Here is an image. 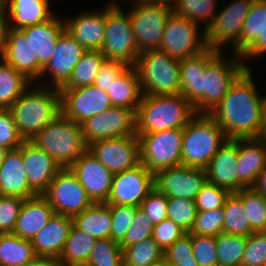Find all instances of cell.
<instances>
[{"mask_svg": "<svg viewBox=\"0 0 266 266\" xmlns=\"http://www.w3.org/2000/svg\"><path fill=\"white\" fill-rule=\"evenodd\" d=\"M58 266H79V265H66V264H63V263H59Z\"/></svg>", "mask_w": 266, "mask_h": 266, "instance_id": "cell-66", "label": "cell"}, {"mask_svg": "<svg viewBox=\"0 0 266 266\" xmlns=\"http://www.w3.org/2000/svg\"><path fill=\"white\" fill-rule=\"evenodd\" d=\"M0 57L30 82L41 77L43 67L38 63L37 57L33 56L30 40H27L20 29L9 27L4 50Z\"/></svg>", "mask_w": 266, "mask_h": 266, "instance_id": "cell-23", "label": "cell"}, {"mask_svg": "<svg viewBox=\"0 0 266 266\" xmlns=\"http://www.w3.org/2000/svg\"><path fill=\"white\" fill-rule=\"evenodd\" d=\"M229 195L230 192L228 190L207 181L196 196L195 205L197 211L222 208Z\"/></svg>", "mask_w": 266, "mask_h": 266, "instance_id": "cell-50", "label": "cell"}, {"mask_svg": "<svg viewBox=\"0 0 266 266\" xmlns=\"http://www.w3.org/2000/svg\"><path fill=\"white\" fill-rule=\"evenodd\" d=\"M238 138L227 139L205 167L207 181L230 193L238 191Z\"/></svg>", "mask_w": 266, "mask_h": 266, "instance_id": "cell-22", "label": "cell"}, {"mask_svg": "<svg viewBox=\"0 0 266 266\" xmlns=\"http://www.w3.org/2000/svg\"><path fill=\"white\" fill-rule=\"evenodd\" d=\"M84 266H123L121 245L111 238L96 240Z\"/></svg>", "mask_w": 266, "mask_h": 266, "instance_id": "cell-44", "label": "cell"}, {"mask_svg": "<svg viewBox=\"0 0 266 266\" xmlns=\"http://www.w3.org/2000/svg\"><path fill=\"white\" fill-rule=\"evenodd\" d=\"M106 8L103 12H85L65 22V30L86 50H101L105 39Z\"/></svg>", "mask_w": 266, "mask_h": 266, "instance_id": "cell-26", "label": "cell"}, {"mask_svg": "<svg viewBox=\"0 0 266 266\" xmlns=\"http://www.w3.org/2000/svg\"><path fill=\"white\" fill-rule=\"evenodd\" d=\"M42 196L54 209L55 214L71 218L93 204L70 167L59 170Z\"/></svg>", "mask_w": 266, "mask_h": 266, "instance_id": "cell-10", "label": "cell"}, {"mask_svg": "<svg viewBox=\"0 0 266 266\" xmlns=\"http://www.w3.org/2000/svg\"><path fill=\"white\" fill-rule=\"evenodd\" d=\"M225 213L222 208L209 211H197L189 234L217 236L223 232Z\"/></svg>", "mask_w": 266, "mask_h": 266, "instance_id": "cell-46", "label": "cell"}, {"mask_svg": "<svg viewBox=\"0 0 266 266\" xmlns=\"http://www.w3.org/2000/svg\"><path fill=\"white\" fill-rule=\"evenodd\" d=\"M136 3H152V4H165L168 6H172V2L174 0H135Z\"/></svg>", "mask_w": 266, "mask_h": 266, "instance_id": "cell-63", "label": "cell"}, {"mask_svg": "<svg viewBox=\"0 0 266 266\" xmlns=\"http://www.w3.org/2000/svg\"><path fill=\"white\" fill-rule=\"evenodd\" d=\"M72 226L73 218L54 214L31 240L35 255L59 258Z\"/></svg>", "mask_w": 266, "mask_h": 266, "instance_id": "cell-28", "label": "cell"}, {"mask_svg": "<svg viewBox=\"0 0 266 266\" xmlns=\"http://www.w3.org/2000/svg\"><path fill=\"white\" fill-rule=\"evenodd\" d=\"M163 253L164 259L170 266H200L193 255L189 233L176 240Z\"/></svg>", "mask_w": 266, "mask_h": 266, "instance_id": "cell-47", "label": "cell"}, {"mask_svg": "<svg viewBox=\"0 0 266 266\" xmlns=\"http://www.w3.org/2000/svg\"><path fill=\"white\" fill-rule=\"evenodd\" d=\"M143 95H174L180 93L179 60L160 50L146 51L133 66ZM144 91V92H143Z\"/></svg>", "mask_w": 266, "mask_h": 266, "instance_id": "cell-6", "label": "cell"}, {"mask_svg": "<svg viewBox=\"0 0 266 266\" xmlns=\"http://www.w3.org/2000/svg\"><path fill=\"white\" fill-rule=\"evenodd\" d=\"M136 111L131 108L112 106L103 113L82 122L81 129L87 145L94 141L136 135Z\"/></svg>", "mask_w": 266, "mask_h": 266, "instance_id": "cell-14", "label": "cell"}, {"mask_svg": "<svg viewBox=\"0 0 266 266\" xmlns=\"http://www.w3.org/2000/svg\"><path fill=\"white\" fill-rule=\"evenodd\" d=\"M54 214V209L42 195L25 199L13 233L16 236L31 241Z\"/></svg>", "mask_w": 266, "mask_h": 266, "instance_id": "cell-29", "label": "cell"}, {"mask_svg": "<svg viewBox=\"0 0 266 266\" xmlns=\"http://www.w3.org/2000/svg\"><path fill=\"white\" fill-rule=\"evenodd\" d=\"M196 114L194 105L181 93L143 95L136 112V135L184 128Z\"/></svg>", "mask_w": 266, "mask_h": 266, "instance_id": "cell-2", "label": "cell"}, {"mask_svg": "<svg viewBox=\"0 0 266 266\" xmlns=\"http://www.w3.org/2000/svg\"><path fill=\"white\" fill-rule=\"evenodd\" d=\"M35 256L31 241L14 233H0V266H19Z\"/></svg>", "mask_w": 266, "mask_h": 266, "instance_id": "cell-35", "label": "cell"}, {"mask_svg": "<svg viewBox=\"0 0 266 266\" xmlns=\"http://www.w3.org/2000/svg\"><path fill=\"white\" fill-rule=\"evenodd\" d=\"M238 191L252 188L266 167V143L259 138H238Z\"/></svg>", "mask_w": 266, "mask_h": 266, "instance_id": "cell-24", "label": "cell"}, {"mask_svg": "<svg viewBox=\"0 0 266 266\" xmlns=\"http://www.w3.org/2000/svg\"><path fill=\"white\" fill-rule=\"evenodd\" d=\"M150 266H170L167 261L163 258L161 259L160 261L156 262V263H153L152 265Z\"/></svg>", "mask_w": 266, "mask_h": 266, "instance_id": "cell-65", "label": "cell"}, {"mask_svg": "<svg viewBox=\"0 0 266 266\" xmlns=\"http://www.w3.org/2000/svg\"><path fill=\"white\" fill-rule=\"evenodd\" d=\"M22 160L31 189L42 195L61 167L30 140L22 143Z\"/></svg>", "mask_w": 266, "mask_h": 266, "instance_id": "cell-21", "label": "cell"}, {"mask_svg": "<svg viewBox=\"0 0 266 266\" xmlns=\"http://www.w3.org/2000/svg\"><path fill=\"white\" fill-rule=\"evenodd\" d=\"M100 51L106 60L128 66H134L139 56L129 13H123L116 3L106 7L105 39Z\"/></svg>", "mask_w": 266, "mask_h": 266, "instance_id": "cell-8", "label": "cell"}, {"mask_svg": "<svg viewBox=\"0 0 266 266\" xmlns=\"http://www.w3.org/2000/svg\"><path fill=\"white\" fill-rule=\"evenodd\" d=\"M223 210L225 213L224 233L246 237L254 233L245 213L242 200L235 193H230L227 197Z\"/></svg>", "mask_w": 266, "mask_h": 266, "instance_id": "cell-39", "label": "cell"}, {"mask_svg": "<svg viewBox=\"0 0 266 266\" xmlns=\"http://www.w3.org/2000/svg\"><path fill=\"white\" fill-rule=\"evenodd\" d=\"M154 188V173L140 163L135 168L113 175L110 194L105 203L140 207Z\"/></svg>", "mask_w": 266, "mask_h": 266, "instance_id": "cell-18", "label": "cell"}, {"mask_svg": "<svg viewBox=\"0 0 266 266\" xmlns=\"http://www.w3.org/2000/svg\"><path fill=\"white\" fill-rule=\"evenodd\" d=\"M258 138L261 139L264 143H266V96L264 98L263 104L262 129Z\"/></svg>", "mask_w": 266, "mask_h": 266, "instance_id": "cell-62", "label": "cell"}, {"mask_svg": "<svg viewBox=\"0 0 266 266\" xmlns=\"http://www.w3.org/2000/svg\"><path fill=\"white\" fill-rule=\"evenodd\" d=\"M96 239L79 230L74 224L60 254L59 262L66 265L84 266L94 247Z\"/></svg>", "mask_w": 266, "mask_h": 266, "instance_id": "cell-34", "label": "cell"}, {"mask_svg": "<svg viewBox=\"0 0 266 266\" xmlns=\"http://www.w3.org/2000/svg\"><path fill=\"white\" fill-rule=\"evenodd\" d=\"M113 175L140 164L137 135L101 139L87 148Z\"/></svg>", "mask_w": 266, "mask_h": 266, "instance_id": "cell-16", "label": "cell"}, {"mask_svg": "<svg viewBox=\"0 0 266 266\" xmlns=\"http://www.w3.org/2000/svg\"><path fill=\"white\" fill-rule=\"evenodd\" d=\"M87 50L80 45L65 29L55 45L54 55L43 67L41 76L49 73L55 88H61L71 77L73 68Z\"/></svg>", "mask_w": 266, "mask_h": 266, "instance_id": "cell-20", "label": "cell"}, {"mask_svg": "<svg viewBox=\"0 0 266 266\" xmlns=\"http://www.w3.org/2000/svg\"><path fill=\"white\" fill-rule=\"evenodd\" d=\"M65 29V22L53 16L48 21L20 29L30 40L33 56L44 67L54 55L55 45L60 34Z\"/></svg>", "mask_w": 266, "mask_h": 266, "instance_id": "cell-27", "label": "cell"}, {"mask_svg": "<svg viewBox=\"0 0 266 266\" xmlns=\"http://www.w3.org/2000/svg\"><path fill=\"white\" fill-rule=\"evenodd\" d=\"M7 152H8L7 149L0 147V166L2 165Z\"/></svg>", "mask_w": 266, "mask_h": 266, "instance_id": "cell-64", "label": "cell"}, {"mask_svg": "<svg viewBox=\"0 0 266 266\" xmlns=\"http://www.w3.org/2000/svg\"><path fill=\"white\" fill-rule=\"evenodd\" d=\"M252 188L257 193L263 195L266 198V167L261 173H259L257 180Z\"/></svg>", "mask_w": 266, "mask_h": 266, "instance_id": "cell-61", "label": "cell"}, {"mask_svg": "<svg viewBox=\"0 0 266 266\" xmlns=\"http://www.w3.org/2000/svg\"><path fill=\"white\" fill-rule=\"evenodd\" d=\"M219 51L206 49L203 52L179 60L180 65V93L190 101L194 107L201 101V75L207 63Z\"/></svg>", "mask_w": 266, "mask_h": 266, "instance_id": "cell-30", "label": "cell"}, {"mask_svg": "<svg viewBox=\"0 0 266 266\" xmlns=\"http://www.w3.org/2000/svg\"><path fill=\"white\" fill-rule=\"evenodd\" d=\"M227 139L209 113L196 114L183 128L181 165L205 168Z\"/></svg>", "mask_w": 266, "mask_h": 266, "instance_id": "cell-4", "label": "cell"}, {"mask_svg": "<svg viewBox=\"0 0 266 266\" xmlns=\"http://www.w3.org/2000/svg\"><path fill=\"white\" fill-rule=\"evenodd\" d=\"M47 88L26 89L8 108L24 140H31L61 113L59 89Z\"/></svg>", "mask_w": 266, "mask_h": 266, "instance_id": "cell-3", "label": "cell"}, {"mask_svg": "<svg viewBox=\"0 0 266 266\" xmlns=\"http://www.w3.org/2000/svg\"><path fill=\"white\" fill-rule=\"evenodd\" d=\"M167 205V218L189 233L197 215L195 201L182 198H168Z\"/></svg>", "mask_w": 266, "mask_h": 266, "instance_id": "cell-45", "label": "cell"}, {"mask_svg": "<svg viewBox=\"0 0 266 266\" xmlns=\"http://www.w3.org/2000/svg\"><path fill=\"white\" fill-rule=\"evenodd\" d=\"M59 259L51 256H35L32 260L19 266H58Z\"/></svg>", "mask_w": 266, "mask_h": 266, "instance_id": "cell-60", "label": "cell"}, {"mask_svg": "<svg viewBox=\"0 0 266 266\" xmlns=\"http://www.w3.org/2000/svg\"><path fill=\"white\" fill-rule=\"evenodd\" d=\"M167 196L154 188L141 202L140 209L147 215L153 225L167 218Z\"/></svg>", "mask_w": 266, "mask_h": 266, "instance_id": "cell-53", "label": "cell"}, {"mask_svg": "<svg viewBox=\"0 0 266 266\" xmlns=\"http://www.w3.org/2000/svg\"><path fill=\"white\" fill-rule=\"evenodd\" d=\"M219 266H241L247 243L246 236H236L222 232L215 236Z\"/></svg>", "mask_w": 266, "mask_h": 266, "instance_id": "cell-41", "label": "cell"}, {"mask_svg": "<svg viewBox=\"0 0 266 266\" xmlns=\"http://www.w3.org/2000/svg\"><path fill=\"white\" fill-rule=\"evenodd\" d=\"M215 8V0H174L172 3V12L174 14L186 17L197 24L201 23V21L205 22L204 30L211 24L216 15Z\"/></svg>", "mask_w": 266, "mask_h": 266, "instance_id": "cell-42", "label": "cell"}, {"mask_svg": "<svg viewBox=\"0 0 266 266\" xmlns=\"http://www.w3.org/2000/svg\"><path fill=\"white\" fill-rule=\"evenodd\" d=\"M23 141L10 111L0 109V147L13 150L18 148Z\"/></svg>", "mask_w": 266, "mask_h": 266, "instance_id": "cell-55", "label": "cell"}, {"mask_svg": "<svg viewBox=\"0 0 266 266\" xmlns=\"http://www.w3.org/2000/svg\"><path fill=\"white\" fill-rule=\"evenodd\" d=\"M192 251L200 266H219L215 236L191 234Z\"/></svg>", "mask_w": 266, "mask_h": 266, "instance_id": "cell-51", "label": "cell"}, {"mask_svg": "<svg viewBox=\"0 0 266 266\" xmlns=\"http://www.w3.org/2000/svg\"><path fill=\"white\" fill-rule=\"evenodd\" d=\"M6 10L7 9L3 1L0 0V56L2 55L4 50L9 24H10L8 16L5 14L7 12Z\"/></svg>", "mask_w": 266, "mask_h": 266, "instance_id": "cell-59", "label": "cell"}, {"mask_svg": "<svg viewBox=\"0 0 266 266\" xmlns=\"http://www.w3.org/2000/svg\"><path fill=\"white\" fill-rule=\"evenodd\" d=\"M241 266H266V231L247 237Z\"/></svg>", "mask_w": 266, "mask_h": 266, "instance_id": "cell-49", "label": "cell"}, {"mask_svg": "<svg viewBox=\"0 0 266 266\" xmlns=\"http://www.w3.org/2000/svg\"><path fill=\"white\" fill-rule=\"evenodd\" d=\"M138 208L133 205H110L112 218L110 238L113 241L120 244L124 240Z\"/></svg>", "mask_w": 266, "mask_h": 266, "instance_id": "cell-48", "label": "cell"}, {"mask_svg": "<svg viewBox=\"0 0 266 266\" xmlns=\"http://www.w3.org/2000/svg\"><path fill=\"white\" fill-rule=\"evenodd\" d=\"M187 232L171 219H164L153 227L151 237L158 243L159 247L165 251L176 240L182 238Z\"/></svg>", "mask_w": 266, "mask_h": 266, "instance_id": "cell-56", "label": "cell"}, {"mask_svg": "<svg viewBox=\"0 0 266 266\" xmlns=\"http://www.w3.org/2000/svg\"><path fill=\"white\" fill-rule=\"evenodd\" d=\"M153 227L154 225L147 215L138 208L135 213V218L126 232L124 240L120 243L122 249L151 237Z\"/></svg>", "mask_w": 266, "mask_h": 266, "instance_id": "cell-54", "label": "cell"}, {"mask_svg": "<svg viewBox=\"0 0 266 266\" xmlns=\"http://www.w3.org/2000/svg\"><path fill=\"white\" fill-rule=\"evenodd\" d=\"M61 114L81 124L113 106L106 91L95 85L74 89H59Z\"/></svg>", "mask_w": 266, "mask_h": 266, "instance_id": "cell-15", "label": "cell"}, {"mask_svg": "<svg viewBox=\"0 0 266 266\" xmlns=\"http://www.w3.org/2000/svg\"><path fill=\"white\" fill-rule=\"evenodd\" d=\"M235 194L242 200L251 229L266 231V198L253 188H244Z\"/></svg>", "mask_w": 266, "mask_h": 266, "instance_id": "cell-43", "label": "cell"}, {"mask_svg": "<svg viewBox=\"0 0 266 266\" xmlns=\"http://www.w3.org/2000/svg\"><path fill=\"white\" fill-rule=\"evenodd\" d=\"M1 60L0 109H8L32 83L9 63Z\"/></svg>", "mask_w": 266, "mask_h": 266, "instance_id": "cell-36", "label": "cell"}, {"mask_svg": "<svg viewBox=\"0 0 266 266\" xmlns=\"http://www.w3.org/2000/svg\"><path fill=\"white\" fill-rule=\"evenodd\" d=\"M0 195L23 199L37 196L27 179L22 160V144L16 149L8 150L0 166Z\"/></svg>", "mask_w": 266, "mask_h": 266, "instance_id": "cell-25", "label": "cell"}, {"mask_svg": "<svg viewBox=\"0 0 266 266\" xmlns=\"http://www.w3.org/2000/svg\"><path fill=\"white\" fill-rule=\"evenodd\" d=\"M7 11L9 23L15 24L10 28L22 29L31 25H38L53 17L49 11L48 0H2ZM9 4V5H8Z\"/></svg>", "mask_w": 266, "mask_h": 266, "instance_id": "cell-31", "label": "cell"}, {"mask_svg": "<svg viewBox=\"0 0 266 266\" xmlns=\"http://www.w3.org/2000/svg\"><path fill=\"white\" fill-rule=\"evenodd\" d=\"M254 0H236L224 10L216 12L211 24L205 29L206 46L219 51L221 46L230 43L234 47L239 43L244 21ZM218 13V14H217Z\"/></svg>", "mask_w": 266, "mask_h": 266, "instance_id": "cell-13", "label": "cell"}, {"mask_svg": "<svg viewBox=\"0 0 266 266\" xmlns=\"http://www.w3.org/2000/svg\"><path fill=\"white\" fill-rule=\"evenodd\" d=\"M107 93L113 106L131 108L137 112L143 93L135 68L129 66L112 82Z\"/></svg>", "mask_w": 266, "mask_h": 266, "instance_id": "cell-32", "label": "cell"}, {"mask_svg": "<svg viewBox=\"0 0 266 266\" xmlns=\"http://www.w3.org/2000/svg\"><path fill=\"white\" fill-rule=\"evenodd\" d=\"M198 28L197 23L172 12L166 21L159 50L178 60L203 52L207 49L205 30L201 38Z\"/></svg>", "mask_w": 266, "mask_h": 266, "instance_id": "cell-12", "label": "cell"}, {"mask_svg": "<svg viewBox=\"0 0 266 266\" xmlns=\"http://www.w3.org/2000/svg\"><path fill=\"white\" fill-rule=\"evenodd\" d=\"M221 55V51L218 52L201 75V101L194 107L197 114L210 113L236 78L248 69L240 55L236 54L234 61H227Z\"/></svg>", "mask_w": 266, "mask_h": 266, "instance_id": "cell-7", "label": "cell"}, {"mask_svg": "<svg viewBox=\"0 0 266 266\" xmlns=\"http://www.w3.org/2000/svg\"><path fill=\"white\" fill-rule=\"evenodd\" d=\"M105 59L100 50H87L73 68L69 80L59 89H74L92 85Z\"/></svg>", "mask_w": 266, "mask_h": 266, "instance_id": "cell-37", "label": "cell"}, {"mask_svg": "<svg viewBox=\"0 0 266 266\" xmlns=\"http://www.w3.org/2000/svg\"><path fill=\"white\" fill-rule=\"evenodd\" d=\"M249 69H245L209 113L228 139L258 138L262 129L264 97L257 93Z\"/></svg>", "mask_w": 266, "mask_h": 266, "instance_id": "cell-1", "label": "cell"}, {"mask_svg": "<svg viewBox=\"0 0 266 266\" xmlns=\"http://www.w3.org/2000/svg\"><path fill=\"white\" fill-rule=\"evenodd\" d=\"M266 28V0H254L244 21L239 43L233 47L241 55Z\"/></svg>", "mask_w": 266, "mask_h": 266, "instance_id": "cell-38", "label": "cell"}, {"mask_svg": "<svg viewBox=\"0 0 266 266\" xmlns=\"http://www.w3.org/2000/svg\"><path fill=\"white\" fill-rule=\"evenodd\" d=\"M61 168L70 167L88 148L81 125L61 113L31 140Z\"/></svg>", "mask_w": 266, "mask_h": 266, "instance_id": "cell-5", "label": "cell"}, {"mask_svg": "<svg viewBox=\"0 0 266 266\" xmlns=\"http://www.w3.org/2000/svg\"><path fill=\"white\" fill-rule=\"evenodd\" d=\"M93 203H105L113 174L87 149L70 166Z\"/></svg>", "mask_w": 266, "mask_h": 266, "instance_id": "cell-19", "label": "cell"}, {"mask_svg": "<svg viewBox=\"0 0 266 266\" xmlns=\"http://www.w3.org/2000/svg\"><path fill=\"white\" fill-rule=\"evenodd\" d=\"M128 67L124 63L105 59L94 79L93 85L100 87L106 92L109 91L112 82Z\"/></svg>", "mask_w": 266, "mask_h": 266, "instance_id": "cell-57", "label": "cell"}, {"mask_svg": "<svg viewBox=\"0 0 266 266\" xmlns=\"http://www.w3.org/2000/svg\"><path fill=\"white\" fill-rule=\"evenodd\" d=\"M123 251V266H150L164 258V251L152 238L126 246Z\"/></svg>", "mask_w": 266, "mask_h": 266, "instance_id": "cell-40", "label": "cell"}, {"mask_svg": "<svg viewBox=\"0 0 266 266\" xmlns=\"http://www.w3.org/2000/svg\"><path fill=\"white\" fill-rule=\"evenodd\" d=\"M140 163L152 173L181 165L183 128L139 134Z\"/></svg>", "mask_w": 266, "mask_h": 266, "instance_id": "cell-9", "label": "cell"}, {"mask_svg": "<svg viewBox=\"0 0 266 266\" xmlns=\"http://www.w3.org/2000/svg\"><path fill=\"white\" fill-rule=\"evenodd\" d=\"M73 224L96 240L110 238L112 225L110 204L93 203L73 218Z\"/></svg>", "mask_w": 266, "mask_h": 266, "instance_id": "cell-33", "label": "cell"}, {"mask_svg": "<svg viewBox=\"0 0 266 266\" xmlns=\"http://www.w3.org/2000/svg\"><path fill=\"white\" fill-rule=\"evenodd\" d=\"M207 182L205 168L179 165L159 170L154 174L155 188L167 198L195 201L198 192Z\"/></svg>", "mask_w": 266, "mask_h": 266, "instance_id": "cell-17", "label": "cell"}, {"mask_svg": "<svg viewBox=\"0 0 266 266\" xmlns=\"http://www.w3.org/2000/svg\"><path fill=\"white\" fill-rule=\"evenodd\" d=\"M266 52V28L262 34L240 55L244 58H258Z\"/></svg>", "mask_w": 266, "mask_h": 266, "instance_id": "cell-58", "label": "cell"}, {"mask_svg": "<svg viewBox=\"0 0 266 266\" xmlns=\"http://www.w3.org/2000/svg\"><path fill=\"white\" fill-rule=\"evenodd\" d=\"M24 200L0 195V233H13Z\"/></svg>", "mask_w": 266, "mask_h": 266, "instance_id": "cell-52", "label": "cell"}, {"mask_svg": "<svg viewBox=\"0 0 266 266\" xmlns=\"http://www.w3.org/2000/svg\"><path fill=\"white\" fill-rule=\"evenodd\" d=\"M129 12L139 54L159 50L166 21L172 6L165 4L136 3Z\"/></svg>", "mask_w": 266, "mask_h": 266, "instance_id": "cell-11", "label": "cell"}]
</instances>
